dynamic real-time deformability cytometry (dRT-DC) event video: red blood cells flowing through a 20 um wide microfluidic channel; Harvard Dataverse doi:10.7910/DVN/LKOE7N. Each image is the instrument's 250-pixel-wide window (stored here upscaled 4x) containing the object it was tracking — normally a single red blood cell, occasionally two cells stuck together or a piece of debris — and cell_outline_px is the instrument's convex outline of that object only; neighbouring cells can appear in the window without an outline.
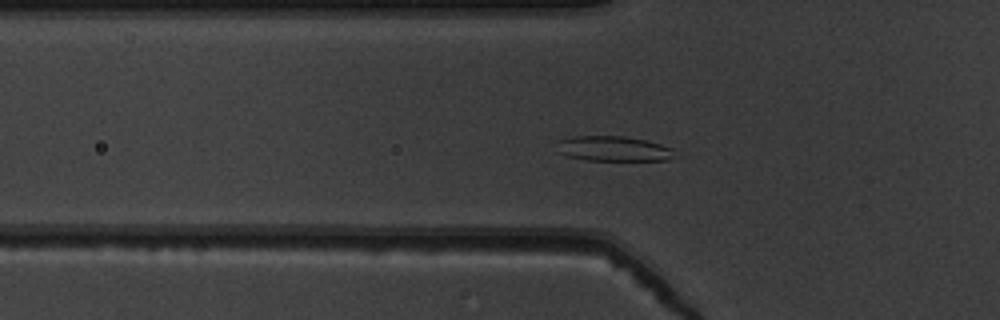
{"species": "common noctule bat (a hibernating species)", "species_latin": "Nyctalus noctula", "temperature_condition": "warm", "stored_images_in_passage": 52, "camera_frame_rate_fps": 3000, "um_per_image_px": 0.085, "animal": {"sex": "male", "body_mass_g": 19.5, "forearm_length_mm": 54.6}, "frame": {"image": 1, "passage_image": 16, "time_ms": 5.0, "image_size_px": [1000, 320], "cell_outline_px": [[672, 156], [668, 160], [584, 160], [568, 156], [556, 152], [560, 140], [572, 136], [624, 136], [644, 140], [660, 144], [672, 148]], "centroid_in_image_um": [52.09, 12.64], "position_along_channel_um": 73.7, "area_um2": 16.99}}
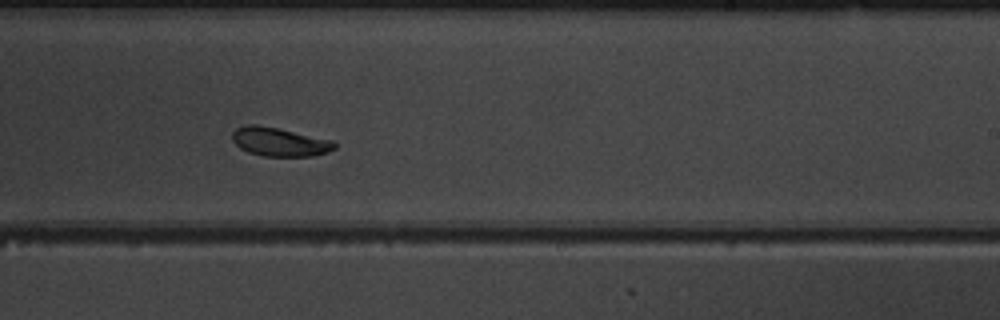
{"frame": {"image": 2, "passage_image": 31, "time_ms": 10.0, "image_size_px": [1000, 320], "cell_outline_px": [[336, 148], [328, 152], [312, 156], [264, 156], [248, 152], [240, 148], [232, 140], [232, 132], [236, 128], [244, 124], [256, 124], [276, 128], [332, 140], [336, 144]], "centroid_in_image_um": [23.73, 12.06], "position_along_channel_um": 265.3, "area_um2": 17.05}}
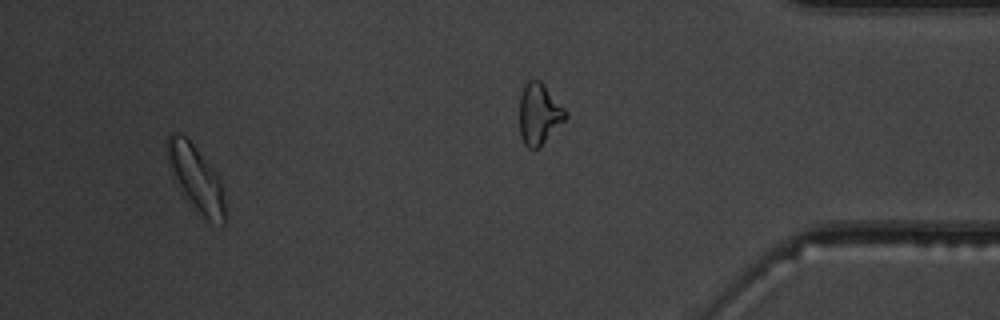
{"frame": {"image": 3, "passage_image": 48, "time_ms": 15.667, "image_size_px": [1000, 320], "cell_outline_px": [[228, 216], [224, 224], [204, 220], [184, 200], [172, 176], [168, 164], [164, 144], [168, 136], [172, 132], [180, 132], [192, 144], [216, 172], [224, 188]], "centroid_in_image_um": [16.66, 15.23], "position_along_channel_um": 418.5, "area_um2": 23.29}, "authors_computed_cell_mechanics": {"area_um2": 18.4671, "velocity_mm_per_s": 3.8418, "shape_relaxation_time_tau1_ms": null, "shape_relaxation_time_tau2_ms": 4.0996, "deformation_change_tau1": null, "deformation_change_tau2": 0.0547}}